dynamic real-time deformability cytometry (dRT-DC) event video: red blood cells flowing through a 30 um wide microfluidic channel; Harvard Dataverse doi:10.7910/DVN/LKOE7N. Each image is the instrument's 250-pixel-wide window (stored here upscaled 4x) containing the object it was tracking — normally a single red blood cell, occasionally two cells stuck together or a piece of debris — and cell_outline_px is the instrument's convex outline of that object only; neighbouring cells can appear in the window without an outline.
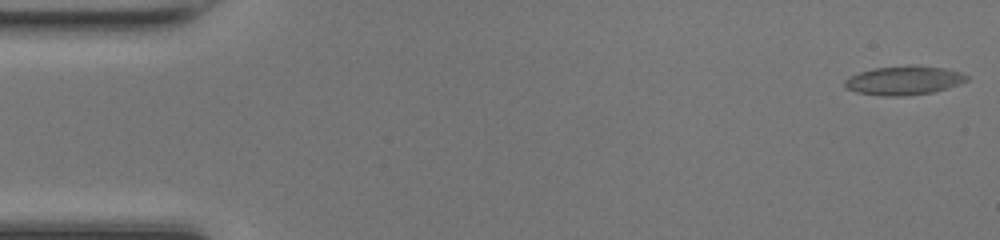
{"species": "common noctule bat (a hibernating species)", "species_latin": "Nyctalus noctula", "temperature_condition": "room temperature", "stored_images_in_passage": 44, "camera_frame_rate_fps": 3000, "um_per_image_px": 0.085, "animal": {"sex": "female", "body_mass_g": 17.0, "forearm_length_mm": 48.0}, "frame": {"image": 1, "passage_image": 1, "time_ms": 0.0, "image_size_px": [1000, 240], "cell_outline_px": [[968, 80], [960, 84], [948, 88], [932, 92], [908, 96], [880, 96], [856, 92], [844, 88], [844, 80], [860, 72], [876, 68], [944, 68], [960, 72], [968, 76]], "centroid_in_image_um": [76.81, 6.9], "position_along_channel_um": 8.2, "area_um2": 19.77}}
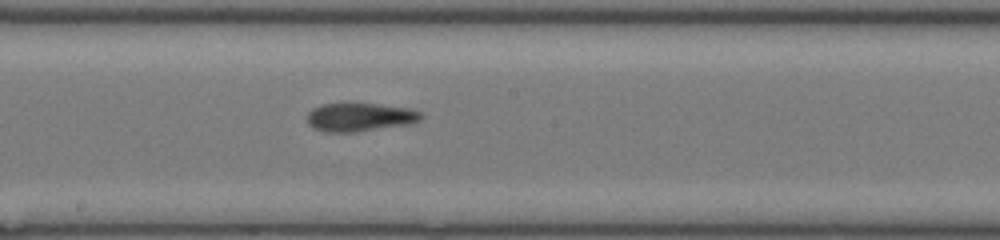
{"frame": {"image": 2, "passage_image": 26, "time_ms": 8.333, "image_size_px": [1000, 240], "cell_outline_px": [[424, 116], [420, 120], [408, 124], [352, 132], [324, 132], [308, 124], [308, 112], [312, 108], [324, 104], [348, 100], [408, 108], [420, 112]], "centroid_in_image_um": [30.55, 9.91], "position_along_channel_um": 217.7, "area_um2": 19.31}}
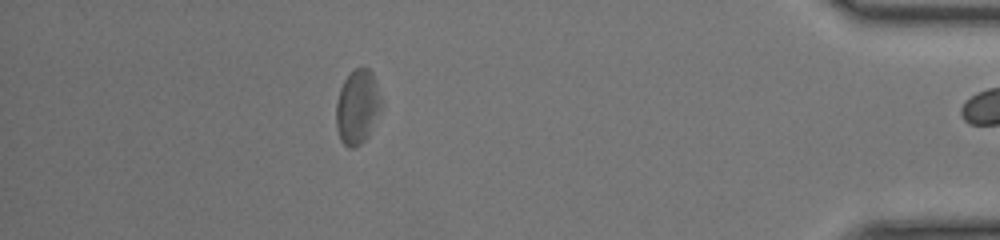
{"frame": {"image": 3, "passage_image": 43, "time_ms": 14.0, "image_size_px": [1000, 240], "cell_outline_px": [[384, 104], [368, 136], [360, 144], [352, 148], [348, 148], [340, 140], [336, 128], [336, 104], [340, 88], [344, 80], [356, 68], [368, 68], [372, 72]], "centroid_in_image_um": [30.39, 9.11], "position_along_channel_um": 404.8, "area_um2": 19.71}, "authors_computed_cell_mechanics": {"area_um2": 19.3341, "velocity_mm_per_s": 4.2413, "shape_relaxation_time_tau1_ms": 4.263, "shape_relaxation_time_tau2_ms": 2.3189, "deformation_change_tau1": 0.1435, "deformation_change_tau2": 0.1006}}